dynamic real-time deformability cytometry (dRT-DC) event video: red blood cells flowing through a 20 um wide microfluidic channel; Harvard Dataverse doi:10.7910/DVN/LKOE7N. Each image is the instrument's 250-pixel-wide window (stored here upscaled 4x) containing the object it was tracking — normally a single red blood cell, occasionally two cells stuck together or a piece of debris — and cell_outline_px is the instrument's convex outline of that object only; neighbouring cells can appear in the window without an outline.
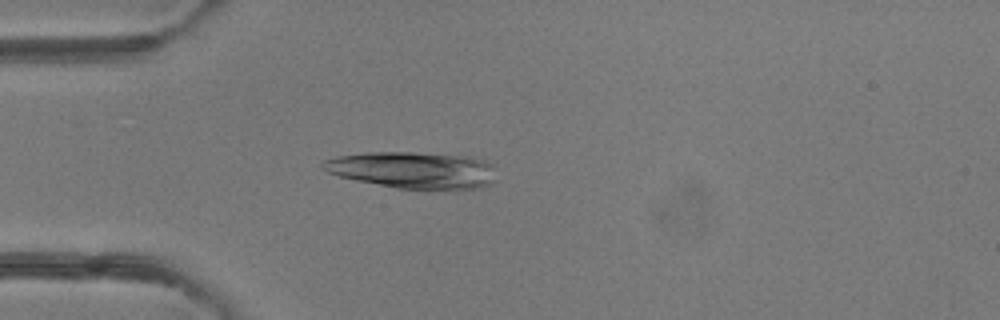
{"species": "common noctule bat (a hibernating species)", "species_latin": "Nyctalus noctula", "temperature_condition": "room temperature", "stored_images_in_passage": 3, "camera_frame_rate_fps": 3000, "um_per_image_px": 0.085, "animal": {"sex": "female"}, "frame": {"image": 1, "passage_image": 3, "time_ms": 2.667, "image_size_px": [1000, 320], "cell_outline_px": [[492, 180], [488, 184], [480, 188], [456, 192], [400, 188], [356, 180], [340, 176], [328, 172], [320, 168], [320, 164], [324, 160], [336, 156], [368, 152], [412, 152], [472, 156], [484, 160], [492, 164]], "centroid_in_image_um": [35.13, 14.47], "position_along_channel_um": 49.9, "area_um2": 37.69}}